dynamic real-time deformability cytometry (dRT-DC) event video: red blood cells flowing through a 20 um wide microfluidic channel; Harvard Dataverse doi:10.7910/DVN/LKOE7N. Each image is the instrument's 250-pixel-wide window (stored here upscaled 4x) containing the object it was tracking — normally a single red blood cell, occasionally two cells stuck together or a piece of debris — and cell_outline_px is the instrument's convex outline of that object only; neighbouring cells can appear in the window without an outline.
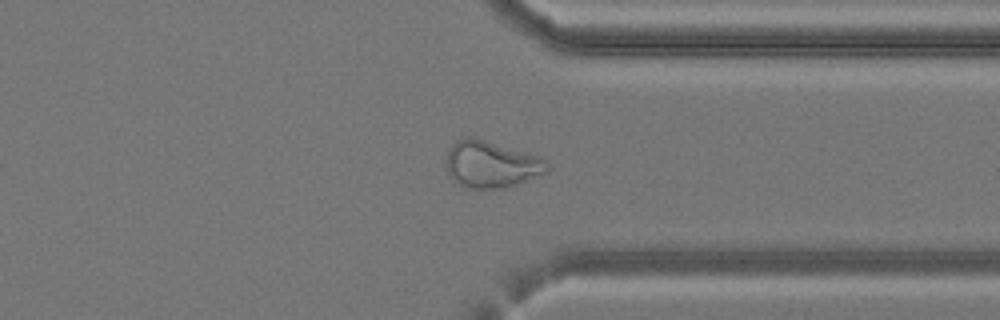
{"species": "common noctule bat (a hibernating species)", "species_latin": "Nyctalus noctula", "temperature_condition": "cold", "stored_images_in_passage": 33, "camera_frame_rate_fps": 3000, "um_per_image_px": 0.085, "animal": {"sex": "female", "body_mass_g": 24.6, "forearm_length_mm": 56.2}, "frame": {"image": 1, "passage_image": 24, "time_ms": 7.667, "image_size_px": [1000, 320], "cell_outline_px": [[548, 172], [516, 184], [504, 188], [468, 188], [452, 180], [448, 176], [444, 160], [448, 148], [456, 140], [468, 136], [484, 140], [536, 156], [548, 160]], "centroid_in_image_um": [41.69, 13.97], "position_along_channel_um": 369.7, "area_um2": 27.46}}